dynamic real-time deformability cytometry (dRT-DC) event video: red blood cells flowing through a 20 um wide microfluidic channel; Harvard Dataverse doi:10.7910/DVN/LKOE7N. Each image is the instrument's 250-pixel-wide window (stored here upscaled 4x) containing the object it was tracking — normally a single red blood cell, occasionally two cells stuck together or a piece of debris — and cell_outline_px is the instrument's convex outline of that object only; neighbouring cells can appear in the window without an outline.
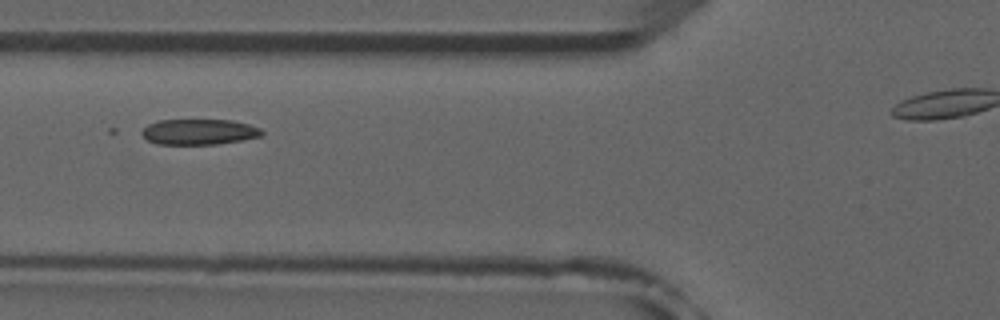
{"species": "common noctule bat (a hibernating species)", "species_latin": "Nyctalus noctula", "temperature_condition": "room temperature", "stored_images_in_passage": 8, "camera_frame_rate_fps": 3000, "um_per_image_px": 0.085, "animal": {"sex": "male", "forearm_length_mm": 52.5}, "frame": {"image": 1, "passage_image": 5, "time_ms": 4.667, "image_size_px": [1000, 320], "cell_outline_px": [[264, 132], [260, 136], [240, 140], [216, 144], [156, 144], [148, 140], [140, 132], [148, 124], [160, 120], [232, 120], [248, 124], [260, 128]], "centroid_in_image_um": [16.9, 11.2], "position_along_channel_um": 108.9, "area_um2": 17.74}}
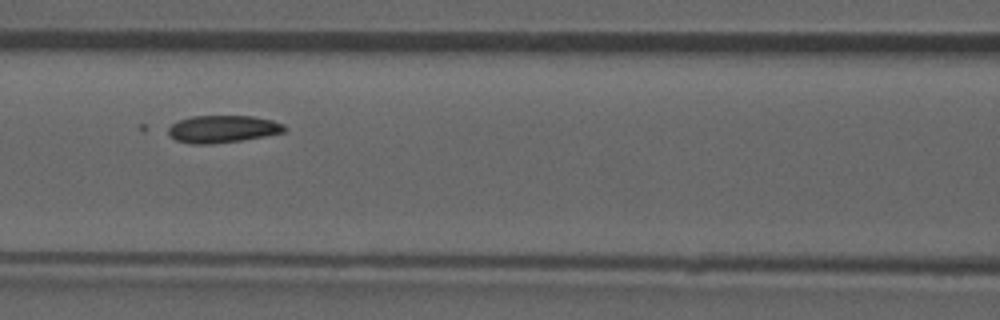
{"frame": {"image": 2, "passage_image": 6, "time_ms": 5.667, "image_size_px": [1000, 320], "cell_outline_px": [[288, 128], [284, 132], [264, 136], [240, 140], [212, 144], [192, 144], [176, 140], [168, 132], [168, 128], [172, 124], [180, 120], [192, 116], [252, 116], [272, 120], [284, 124]], "centroid_in_image_um": [18.95, 10.96], "position_along_channel_um": 147.6, "area_um2": 18.38}}